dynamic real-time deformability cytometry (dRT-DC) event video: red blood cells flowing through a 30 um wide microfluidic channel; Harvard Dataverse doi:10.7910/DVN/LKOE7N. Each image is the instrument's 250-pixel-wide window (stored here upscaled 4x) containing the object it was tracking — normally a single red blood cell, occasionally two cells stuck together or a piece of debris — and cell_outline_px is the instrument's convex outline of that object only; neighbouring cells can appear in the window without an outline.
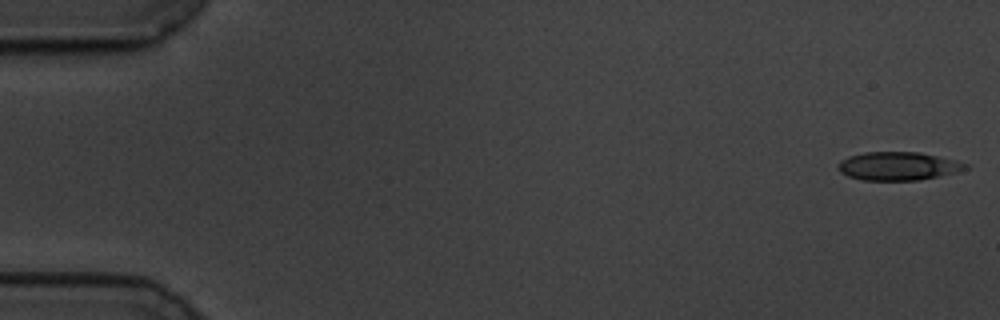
{"species": "common noctule bat (a hibernating species)", "species_latin": "Nyctalus noctula", "temperature_condition": "cold", "stored_images_in_passage": 57, "camera_frame_rate_fps": 3000, "um_per_image_px": 0.085, "animal": {"sex": "male", "body_mass_g": 19.5, "forearm_length_mm": 54.6}, "frame": {"image": 1, "passage_image": 1, "time_ms": 0.0, "image_size_px": [1000, 320], "cell_outline_px": [[968, 168], [956, 172], [940, 176], [920, 180], [864, 180], [848, 176], [840, 172], [836, 168], [836, 164], [840, 160], [848, 156], [864, 152], [920, 152], [956, 160], [968, 164]], "centroid_in_image_um": [76.31, 14.11], "position_along_channel_um": 8.7, "area_um2": 21.21}}
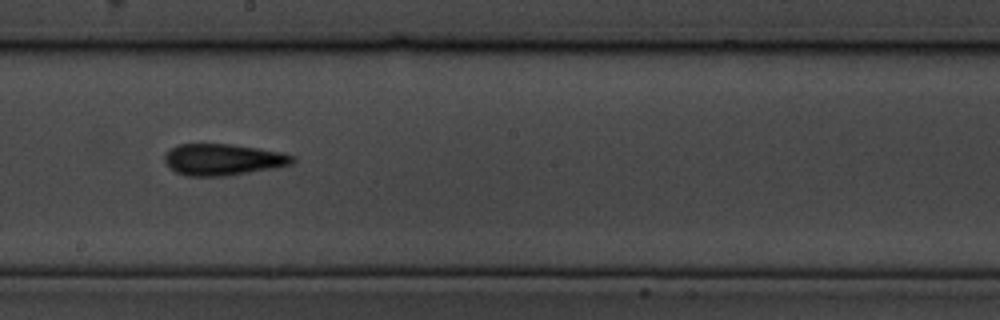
{"frame": {"image": 2, "passage_image": 32, "time_ms": 10.333, "image_size_px": [1000, 320], "cell_outline_px": [[296, 160], [292, 164], [272, 168], [224, 176], [188, 176], [176, 172], [164, 160], [164, 156], [172, 148], [180, 144], [232, 144], [260, 148], [280, 152], [296, 156]], "centroid_in_image_um": [18.99, 13.55], "position_along_channel_um": 229.2, "area_um2": 23.24}}
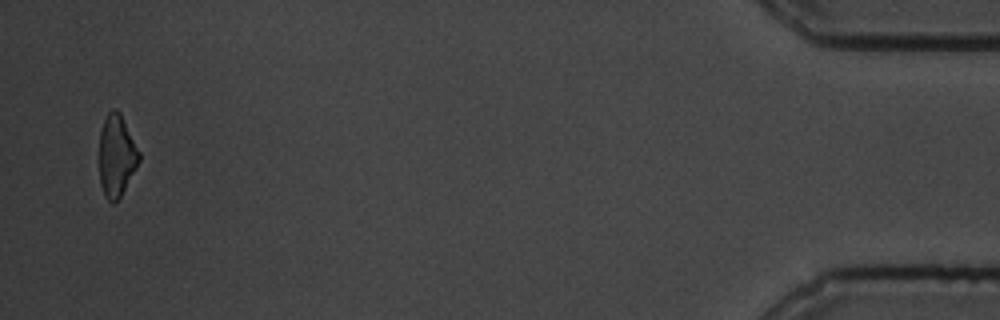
{"frame": {"image": 3, "passage_image": 56, "time_ms": 18.333, "image_size_px": [1000, 320], "cell_outline_px": [[140, 160], [136, 168], [120, 196], [112, 204], [104, 196], [100, 184], [100, 128], [108, 112], [112, 108], [116, 108], [120, 112], [140, 152]], "centroid_in_image_um": [9.9, 13.21], "position_along_channel_um": 425.3, "area_um2": 18.9}, "authors_computed_cell_mechanics": {"area_um2": 21.6172, "velocity_mm_per_s": 3.4855, "shape_relaxation_time_tau1_ms": 6.8952, "shape_relaxation_time_tau2_ms": 7.8296, "deformation_change_tau1": 0.1436, "deformation_change_tau2": 0.1948}}